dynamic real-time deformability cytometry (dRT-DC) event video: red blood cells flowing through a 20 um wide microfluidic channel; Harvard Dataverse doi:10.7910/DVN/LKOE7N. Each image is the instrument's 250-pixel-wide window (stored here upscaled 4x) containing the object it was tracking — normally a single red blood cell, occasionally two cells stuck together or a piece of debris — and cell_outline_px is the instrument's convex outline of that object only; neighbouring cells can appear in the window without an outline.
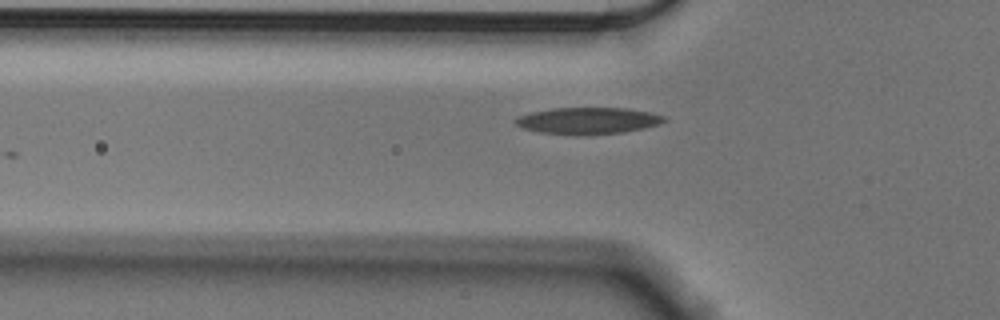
{"species": "Egyptian fruit bat (a non-hibernating species)", "species_latin": "Rousettus aegyptiacus", "temperature_condition": "cold", "stored_images_in_passage": 23, "camera_frame_rate_fps": 3000, "um_per_image_px": 0.085, "animal": {"sex": "male"}, "frame": {"image": 1, "passage_image": 4, "time_ms": 1.0, "image_size_px": [1000, 320], "cell_outline_px": [[668, 120], [660, 124], [644, 128], [624, 132], [580, 136], [576, 136], [540, 132], [524, 128], [516, 124], [512, 120], [520, 116], [532, 112], [552, 108], [628, 108], [648, 112], [664, 116]], "centroid_in_image_um": [49.99, 10.27], "position_along_channel_um": 75.8, "area_um2": 23.24}}
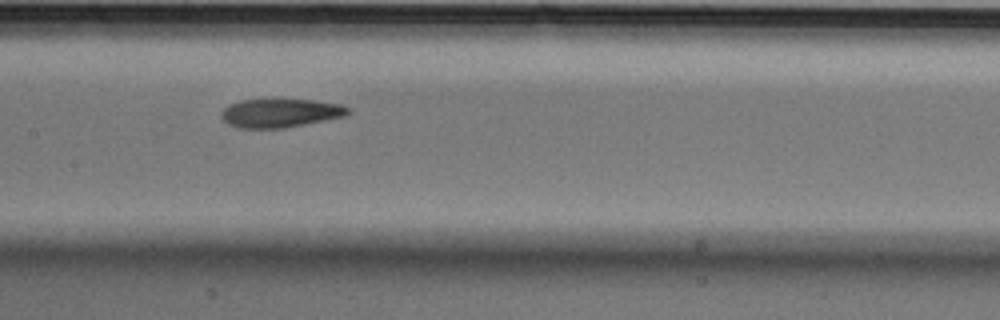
{"frame": {"image": 2, "passage_image": 13, "time_ms": 4.0, "image_size_px": [1000, 320], "cell_outline_px": [[352, 112], [344, 116], [284, 128], [236, 128], [228, 124], [220, 116], [220, 112], [228, 104], [240, 100], [272, 96], [276, 96], [316, 100], [340, 104], [348, 108]], "centroid_in_image_um": [23.77, 9.55], "position_along_channel_um": 183.6, "area_um2": 22.25}}
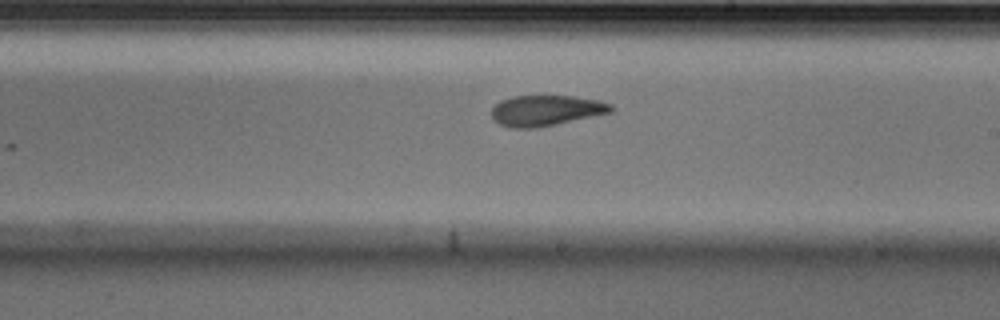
{"frame": {"image": 3, "passage_image": 18, "time_ms": 5.667, "image_size_px": [1000, 320], "cell_outline_px": [[616, 108], [612, 112], [556, 124], [536, 128], [512, 128], [500, 124], [492, 120], [492, 108], [500, 100], [512, 96], [576, 96], [600, 100], [612, 104]], "centroid_in_image_um": [46.43, 9.39], "position_along_channel_um": 242.6, "area_um2": 21.5}}